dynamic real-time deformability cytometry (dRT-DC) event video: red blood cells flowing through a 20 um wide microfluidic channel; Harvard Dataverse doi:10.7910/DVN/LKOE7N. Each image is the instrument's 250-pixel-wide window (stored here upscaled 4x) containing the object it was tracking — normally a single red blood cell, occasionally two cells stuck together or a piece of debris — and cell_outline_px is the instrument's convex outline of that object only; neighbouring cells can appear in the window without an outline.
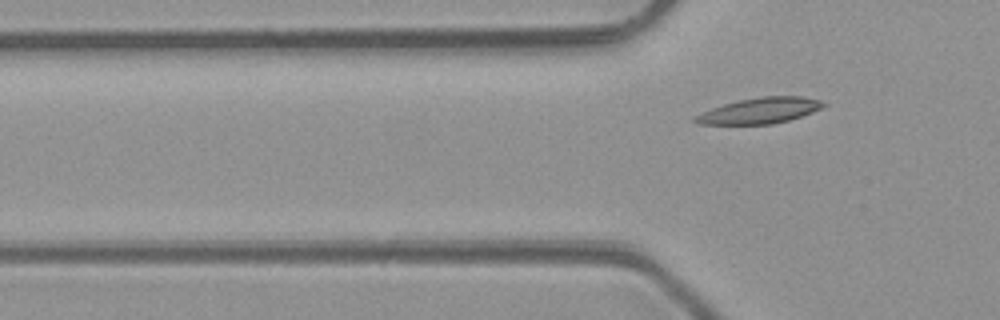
{"species": "common noctule bat (a hibernating species)", "species_latin": "Nyctalus noctula", "temperature_condition": "room temperature", "stored_images_in_passage": 6, "segment_of_instrument_passage": [2, 2], "camera_frame_rate_fps": 3000, "um_per_image_px": 0.085, "animal": {"sex": "male", "body_mass_g": 23.1, "forearm_length_mm": 52.7}, "frame": {"image": 1, "passage_image": 6, "time_ms": 6.667, "image_size_px": [1000, 320], "cell_outline_px": [[828, 104], [812, 112], [788, 120], [772, 124], [700, 124], [692, 120], [692, 116], [712, 108], [724, 104], [740, 100], [760, 96], [804, 96], [824, 100]], "centroid_in_image_um": [64.6, 9.39], "position_along_channel_um": 61.2, "area_um2": 19.31}}